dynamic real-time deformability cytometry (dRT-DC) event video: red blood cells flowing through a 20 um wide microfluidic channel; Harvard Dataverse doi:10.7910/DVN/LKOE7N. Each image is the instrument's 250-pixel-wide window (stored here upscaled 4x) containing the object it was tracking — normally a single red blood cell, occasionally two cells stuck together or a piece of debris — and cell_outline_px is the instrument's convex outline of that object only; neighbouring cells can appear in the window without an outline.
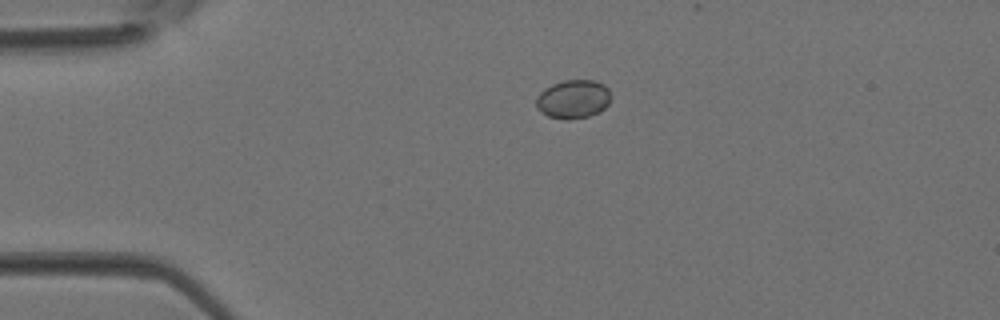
{"species": "Egyptian fruit bat (a non-hibernating species)", "species_latin": "Rousettus aegyptiacus", "temperature_condition": "room temperature", "stored_images_in_passage": 3, "camera_frame_rate_fps": 3000, "um_per_image_px": 0.085, "animal": {"sex": "female"}, "frame": {"image": 1, "passage_image": 1, "time_ms": 0.0, "image_size_px": [1000, 320], "cell_outline_px": [[612, 96], [608, 104], [600, 112], [588, 116], [568, 120], [564, 120], [548, 116], [536, 108], [536, 96], [544, 88], [552, 84], [564, 80], [592, 80], [604, 84], [608, 88]], "centroid_in_image_um": [48.72, 8.43], "position_along_channel_um": 36.3, "area_um2": 17.05}}